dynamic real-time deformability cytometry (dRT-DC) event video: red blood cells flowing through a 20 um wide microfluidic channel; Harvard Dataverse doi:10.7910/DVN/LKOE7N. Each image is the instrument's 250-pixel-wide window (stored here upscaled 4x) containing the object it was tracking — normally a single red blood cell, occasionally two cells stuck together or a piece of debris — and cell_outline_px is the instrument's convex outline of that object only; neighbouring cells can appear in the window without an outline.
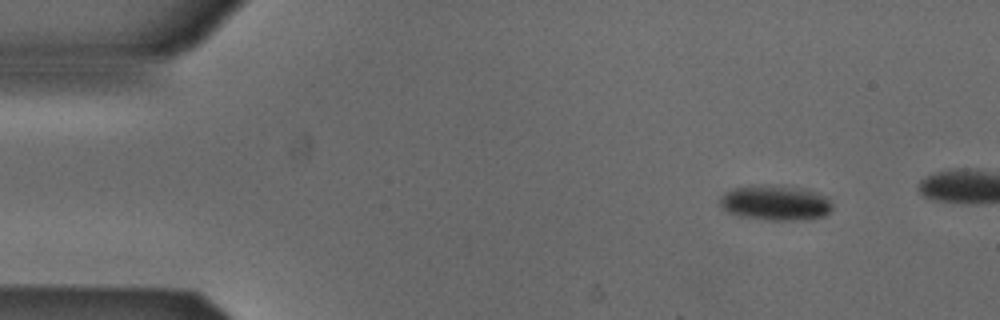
{"species": "Egyptian fruit bat (a non-hibernating species)", "species_latin": "Rousettus aegyptiacus", "temperature_condition": "cold", "stored_images_in_passage": 15, "camera_frame_rate_fps": 3000, "um_per_image_px": 0.085, "animal": {"sex": "male"}, "frame": {"image": 1, "passage_image": 5, "time_ms": 1.333, "image_size_px": [1000, 320], "cell_outline_px": [[832, 208], [824, 216], [800, 220], [772, 220], [740, 216], [728, 212], [720, 208], [720, 196], [724, 192], [736, 188], [768, 184], [800, 188], [816, 192], [824, 196], [832, 204]], "centroid_in_image_um": [65.87, 17.24], "position_along_channel_um": 19.1, "area_um2": 22.83}}